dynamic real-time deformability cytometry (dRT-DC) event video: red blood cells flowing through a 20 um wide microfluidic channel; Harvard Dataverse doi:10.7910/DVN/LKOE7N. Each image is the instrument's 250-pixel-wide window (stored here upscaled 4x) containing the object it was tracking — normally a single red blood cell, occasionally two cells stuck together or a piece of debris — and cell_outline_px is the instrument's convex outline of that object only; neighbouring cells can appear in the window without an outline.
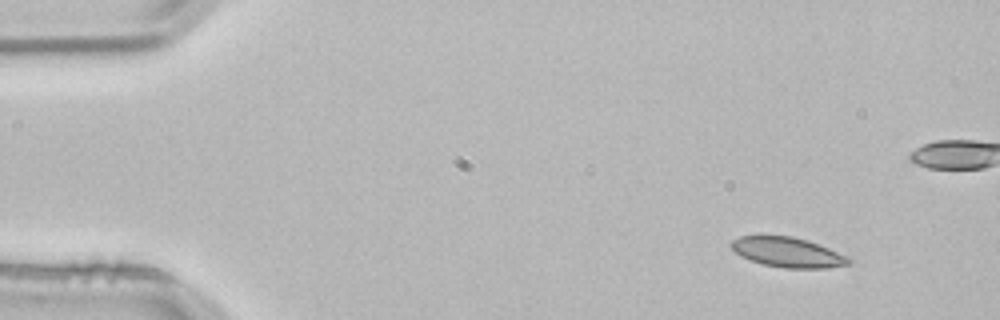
{"species": "common noctule bat (a hibernating species)", "species_latin": "Nyctalus noctula", "temperature_condition": "room temperature", "stored_images_in_passage": 4, "camera_frame_rate_fps": 3000, "um_per_image_px": 0.085, "animal": {"sex": "male", "body_mass_g": 21.5, "forearm_length_mm": 52.0}, "frame": {"image": 1, "passage_image": 1, "time_ms": 0.0, "image_size_px": [1000, 320], "cell_outline_px": [[852, 260], [848, 264], [828, 268], [784, 268], [764, 264], [740, 256], [728, 244], [732, 240], [740, 236], [760, 232], [792, 236], [808, 240], [828, 248]], "centroid_in_image_um": [66.84, 21.38], "position_along_channel_um": 18.2, "area_um2": 20.92}}